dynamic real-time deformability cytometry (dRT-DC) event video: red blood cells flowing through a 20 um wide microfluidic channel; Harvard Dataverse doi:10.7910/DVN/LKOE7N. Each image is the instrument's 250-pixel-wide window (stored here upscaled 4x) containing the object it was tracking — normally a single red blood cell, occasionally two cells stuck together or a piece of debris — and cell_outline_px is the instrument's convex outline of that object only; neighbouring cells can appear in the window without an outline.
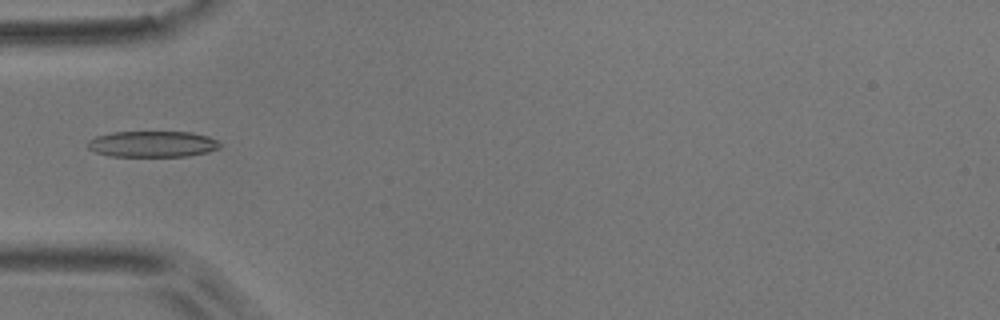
{"species": "common noctule bat (a hibernating species)", "species_latin": "Nyctalus noctula", "temperature_condition": "room temperature", "stored_images_in_passage": 3, "camera_frame_rate_fps": 3000, "um_per_image_px": 0.085, "animal": {"sex": "male", "body_mass_g": 17.9}, "frame": {"image": 1, "passage_image": 3, "time_ms": 0.667, "image_size_px": [1000, 320], "cell_outline_px": [[220, 148], [208, 152], [188, 156], [112, 156], [96, 152], [88, 148], [88, 140], [96, 136], [112, 132], [188, 132], [208, 136], [216, 140], [220, 144]], "centroid_in_image_um": [12.96, 12.24], "position_along_channel_um": 72.0, "area_um2": 20.0}}